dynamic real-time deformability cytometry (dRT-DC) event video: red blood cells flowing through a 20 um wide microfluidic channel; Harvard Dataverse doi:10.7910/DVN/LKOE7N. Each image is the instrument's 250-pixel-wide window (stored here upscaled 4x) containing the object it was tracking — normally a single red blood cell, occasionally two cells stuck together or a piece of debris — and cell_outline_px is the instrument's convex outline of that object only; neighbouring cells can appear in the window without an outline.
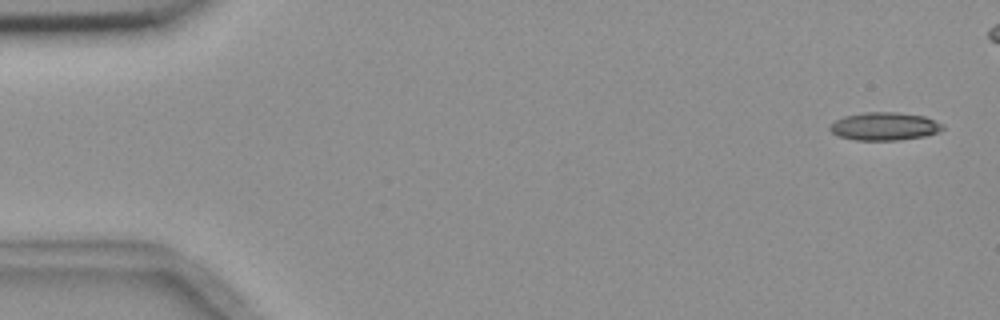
{"species": "common noctule bat (a hibernating species)", "species_latin": "Nyctalus noctula", "temperature_condition": "room temperature", "stored_images_in_passage": 8, "camera_frame_rate_fps": 3000, "um_per_image_px": 0.085, "animal": {"sex": "female", "body_mass_g": 18.4}, "frame": {"image": 1, "passage_image": 1, "time_ms": 0.0, "image_size_px": [1000, 320], "cell_outline_px": [[944, 128], [940, 132], [924, 136], [900, 140], [856, 140], [836, 136], [828, 128], [836, 120], [844, 116], [864, 112], [896, 112], [924, 116], [944, 124]], "centroid_in_image_um": [75.19, 10.74], "position_along_channel_um": 9.8, "area_um2": 18.5}}
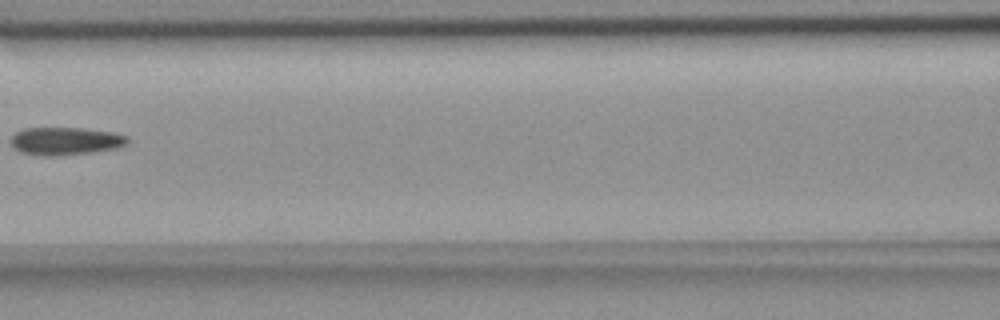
{"frame": {"image": 2, "passage_image": 7, "time_ms": 7.667, "image_size_px": [1000, 320], "cell_outline_px": [[128, 144], [116, 148], [92, 152], [56, 156], [44, 156], [20, 152], [12, 144], [12, 136], [16, 132], [24, 128], [84, 128], [112, 132], [128, 136]], "centroid_in_image_um": [5.59, 11.99], "position_along_channel_um": 161.0, "area_um2": 18.84}}
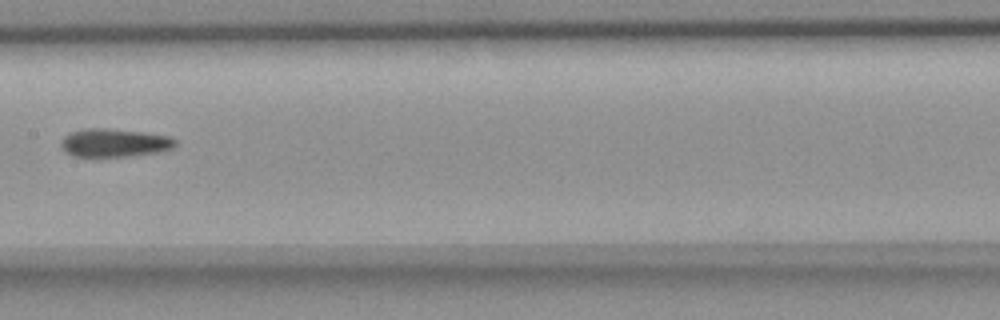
{"frame": {"image": 3, "passage_image": 8, "time_ms": 8.667, "image_size_px": [1000, 320], "cell_outline_px": [[176, 144], [172, 148], [156, 152], [124, 156], [76, 156], [68, 152], [60, 144], [60, 140], [64, 136], [72, 132], [84, 128], [108, 128], [144, 132], [172, 136], [176, 140]], "centroid_in_image_um": [9.74, 12.11], "position_along_channel_um": 197.7, "area_um2": 18.61}}